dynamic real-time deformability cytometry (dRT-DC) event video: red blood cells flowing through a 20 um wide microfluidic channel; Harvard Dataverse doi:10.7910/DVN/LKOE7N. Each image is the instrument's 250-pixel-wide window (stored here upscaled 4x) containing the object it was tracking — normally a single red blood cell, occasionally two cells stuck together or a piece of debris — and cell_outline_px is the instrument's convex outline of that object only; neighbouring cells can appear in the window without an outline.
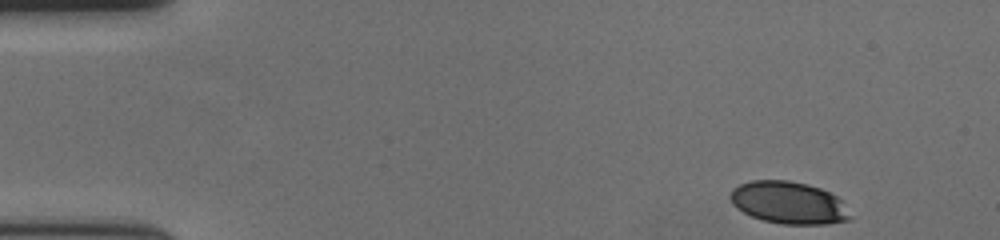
{"species": "human", "species_latin": "Homo sapiens", "temperature_condition": "cold", "stored_images_in_passage": 52, "camera_frame_rate_fps": 3000, "um_per_image_px": 0.085, "donor": {"sex": "female"}, "frame": {"image": 1, "passage_image": 1, "time_ms": 0.0, "image_size_px": [1000, 240], "cell_outline_px": [[852, 216], [848, 220], [828, 224], [780, 224], [764, 220], [752, 216], [736, 208], [732, 204], [728, 196], [732, 188], [740, 184], [752, 180], [788, 180], [808, 184], [820, 188], [836, 196], [840, 200]], "centroid_in_image_um": [67.0, 17.23], "position_along_channel_um": 18.0, "area_um2": 29.59}}
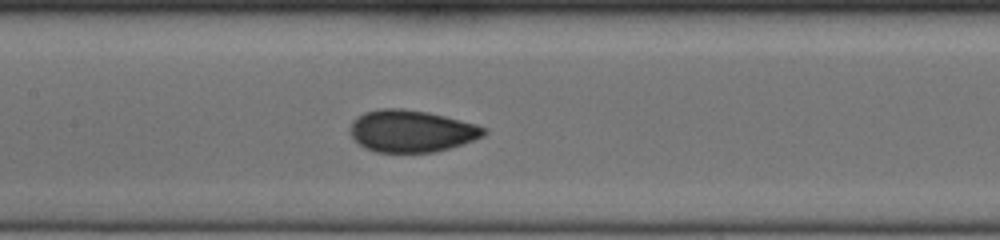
{"frame": {"image": 2, "passage_image": 23, "time_ms": 7.333, "image_size_px": [1000, 240], "cell_outline_px": [[488, 132], [484, 136], [448, 148], [432, 152], [376, 152], [364, 148], [348, 132], [352, 120], [356, 116], [364, 112], [380, 108], [400, 108], [428, 112], [476, 124], [488, 128]], "centroid_in_image_um": [34.94, 11.13], "position_along_channel_um": 172.5, "area_um2": 32.77}}
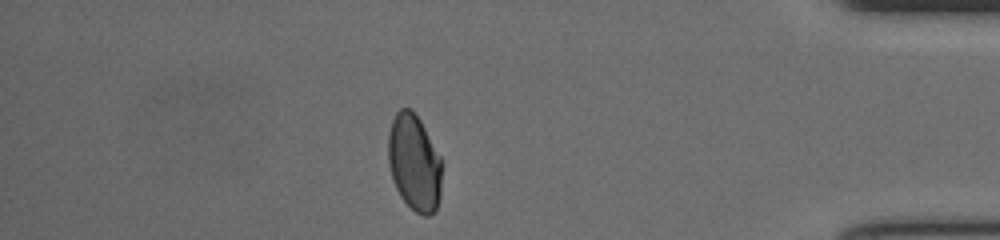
{"frame": {"image": 3, "passage_image": 45, "time_ms": 14.667, "image_size_px": [1000, 240], "cell_outline_px": [[440, 196], [436, 208], [428, 216], [424, 216], [416, 212], [400, 196], [392, 180], [388, 164], [388, 136], [392, 120], [396, 112], [400, 108], [408, 108], [420, 120], [440, 156]], "centroid_in_image_um": [35.18, 13.83], "position_along_channel_um": 400.0, "area_um2": 29.82}, "authors_computed_cell_mechanics": {"area_um2": 31.6455, "velocity_mm_per_s": 3.6232, "shape_relaxation_time_tau1_ms": 7.741, "shape_relaxation_time_tau2_ms": 0.6759, "deformation_change_tau1": 0.1613, "deformation_change_tau2": 0.0463}}